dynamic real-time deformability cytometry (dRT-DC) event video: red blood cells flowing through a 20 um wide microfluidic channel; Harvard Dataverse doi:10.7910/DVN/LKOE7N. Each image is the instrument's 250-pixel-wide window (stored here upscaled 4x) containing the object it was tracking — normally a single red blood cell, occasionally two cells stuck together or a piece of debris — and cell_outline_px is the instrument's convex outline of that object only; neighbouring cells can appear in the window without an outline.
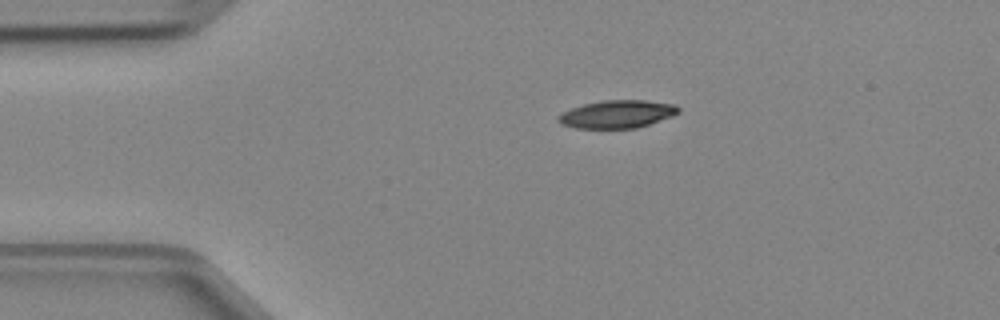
{"species": "Egyptian fruit bat (a non-hibernating species)", "species_latin": "Rousettus aegyptiacus", "temperature_condition": "cold", "stored_images_in_passage": 2, "camera_frame_rate_fps": 3000, "um_per_image_px": 0.085, "animal": {"sex": "female"}, "frame": {"image": 1, "passage_image": 1, "time_ms": 0.0, "image_size_px": [1000, 320], "cell_outline_px": [[680, 112], [672, 116], [636, 128], [576, 128], [560, 124], [556, 120], [556, 116], [572, 108], [584, 104], [604, 100], [644, 100], [676, 104], [680, 108]], "centroid_in_image_um": [52.46, 9.7], "position_along_channel_um": 32.5, "area_um2": 19.48}}